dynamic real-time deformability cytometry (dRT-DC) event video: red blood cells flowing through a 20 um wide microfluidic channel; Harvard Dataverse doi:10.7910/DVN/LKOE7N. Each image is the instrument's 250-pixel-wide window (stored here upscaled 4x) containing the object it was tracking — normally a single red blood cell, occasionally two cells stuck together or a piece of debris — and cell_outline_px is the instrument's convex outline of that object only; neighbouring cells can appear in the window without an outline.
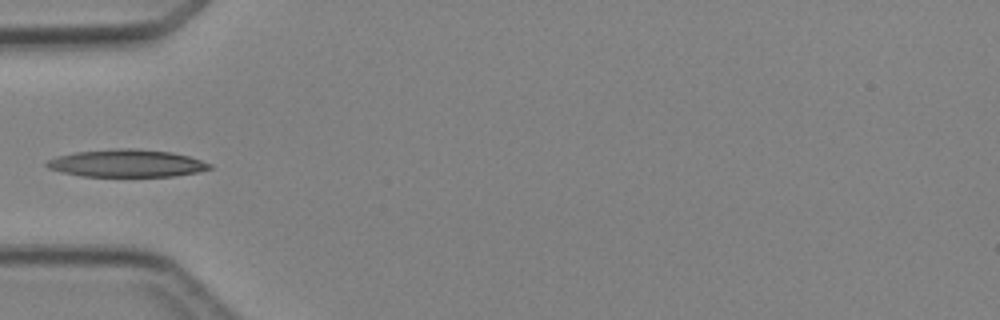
{"species": "Egyptian fruit bat (a non-hibernating species)", "species_latin": "Rousettus aegyptiacus", "temperature_condition": "cold", "stored_images_in_passage": 4, "camera_frame_rate_fps": 3000, "um_per_image_px": 0.085, "animal": {"sex": "female"}, "frame": {"image": 1, "passage_image": 4, "time_ms": 4.333, "image_size_px": [1000, 320], "cell_outline_px": [[212, 168], [196, 172], [176, 176], [80, 176], [60, 172], [48, 168], [44, 164], [48, 160], [56, 156], [76, 152], [116, 148], [132, 148], [172, 152], [188, 156], [212, 164]], "centroid_in_image_um": [10.74, 13.88], "position_along_channel_um": 74.3, "area_um2": 26.13}}